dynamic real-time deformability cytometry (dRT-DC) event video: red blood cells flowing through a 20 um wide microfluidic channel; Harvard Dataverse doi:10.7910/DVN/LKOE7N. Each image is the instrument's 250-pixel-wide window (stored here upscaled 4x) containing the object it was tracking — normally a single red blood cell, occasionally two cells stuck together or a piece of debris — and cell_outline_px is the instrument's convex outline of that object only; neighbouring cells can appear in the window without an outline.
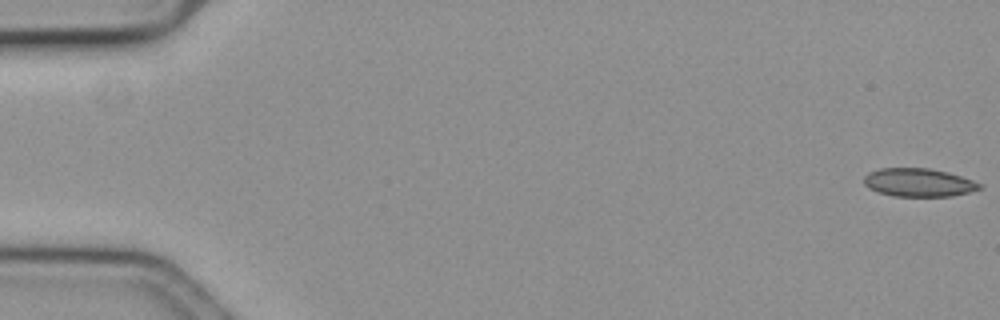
{"species": "common noctule bat (a hibernating species)", "species_latin": "Nyctalus noctula", "temperature_condition": "cold", "stored_images_in_passage": 60, "segment_of_instrument_passage": [1, 2], "camera_frame_rate_fps": 3000, "um_per_image_px": 0.085, "animal": {"sex": "female", "body_mass_g": 19.3, "forearm_length_mm": 54.1}, "frame": {"image": 1, "passage_image": 1, "time_ms": 0.0, "image_size_px": [1000, 320], "cell_outline_px": [[984, 188], [952, 196], [892, 196], [868, 188], [864, 184], [864, 176], [868, 172], [880, 168], [928, 168], [948, 172], [984, 184]], "centroid_in_image_um": [78.1, 15.51], "position_along_channel_um": 6.9, "area_um2": 19.13}}
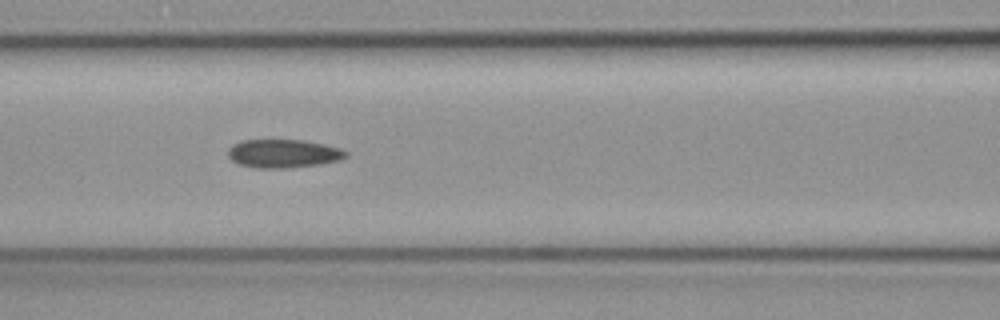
{"frame": {"image": 2, "passage_image": 26, "time_ms": 8.333, "image_size_px": [1000, 320], "cell_outline_px": [[348, 156], [340, 160], [320, 164], [284, 168], [256, 168], [240, 164], [232, 160], [228, 156], [228, 148], [232, 144], [240, 140], [304, 140], [324, 144], [340, 148], [348, 152]], "centroid_in_image_um": [24.08, 13.04], "position_along_channel_um": 142.5, "area_um2": 19.59}}
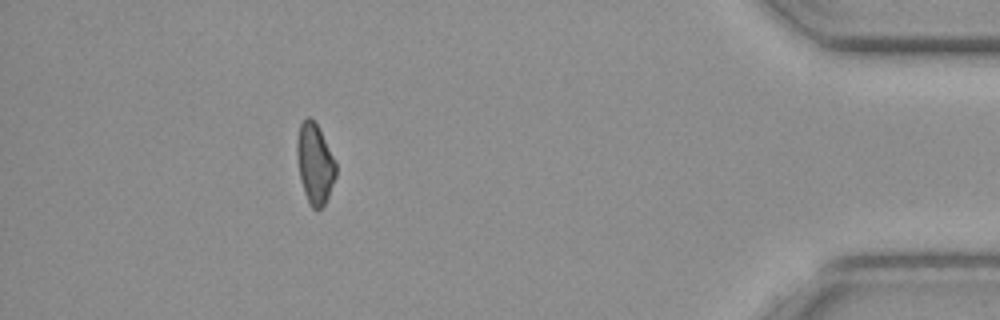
{"frame": {"image": 3, "passage_image": 53, "time_ms": 17.333, "image_size_px": [1000, 320], "cell_outline_px": [[336, 176], [328, 196], [324, 204], [316, 212], [308, 204], [300, 180], [296, 156], [296, 144], [300, 124], [308, 116], [316, 124], [336, 160]], "centroid_in_image_um": [26.75, 13.95], "position_along_channel_um": 408.4, "area_um2": 18.26}}